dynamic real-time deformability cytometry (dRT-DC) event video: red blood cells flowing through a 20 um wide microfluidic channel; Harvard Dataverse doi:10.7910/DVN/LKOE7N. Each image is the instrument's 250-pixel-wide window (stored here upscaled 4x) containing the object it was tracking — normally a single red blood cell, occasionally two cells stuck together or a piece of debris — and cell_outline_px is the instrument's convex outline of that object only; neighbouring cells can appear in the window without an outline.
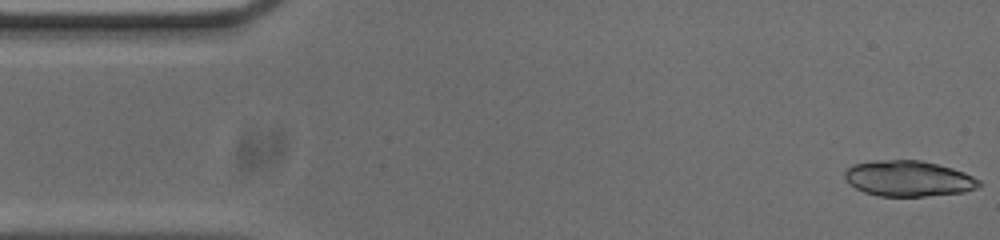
{"species": "common noctule bat (a hibernating species)", "species_latin": "Nyctalus noctula", "temperature_condition": "cold", "stored_images_in_passage": 53, "segment_of_instrument_passage": [1, 2], "camera_frame_rate_fps": 3000, "um_per_image_px": 0.085, "animal": {"sex": "male", "body_mass_g": 20.0, "forearm_length_mm": 53.3}, "frame": {"image": 1, "passage_image": 1, "time_ms": 0.0, "image_size_px": [1000, 240], "cell_outline_px": [[984, 184], [980, 188], [964, 192], [924, 196], [876, 196], [864, 192], [848, 184], [844, 176], [844, 172], [852, 164], [872, 160], [920, 160], [952, 168], [964, 172], [980, 180]], "centroid_in_image_um": [77.22, 15.18], "position_along_channel_um": 7.8, "area_um2": 28.26}}
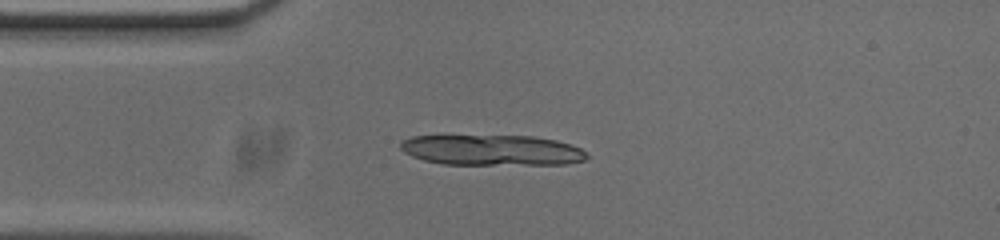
{"frame": {"image": 2, "passage_image": 12, "time_ms": 3.667, "image_size_px": [1000, 240], "cell_outline_px": [[588, 156], [584, 160], [564, 164], [444, 164], [424, 160], [412, 156], [404, 152], [400, 148], [400, 144], [404, 140], [412, 136], [532, 136], [556, 140], [580, 148]], "centroid_in_image_um": [41.79, 12.76], "position_along_channel_um": 43.2, "area_um2": 32.83}}